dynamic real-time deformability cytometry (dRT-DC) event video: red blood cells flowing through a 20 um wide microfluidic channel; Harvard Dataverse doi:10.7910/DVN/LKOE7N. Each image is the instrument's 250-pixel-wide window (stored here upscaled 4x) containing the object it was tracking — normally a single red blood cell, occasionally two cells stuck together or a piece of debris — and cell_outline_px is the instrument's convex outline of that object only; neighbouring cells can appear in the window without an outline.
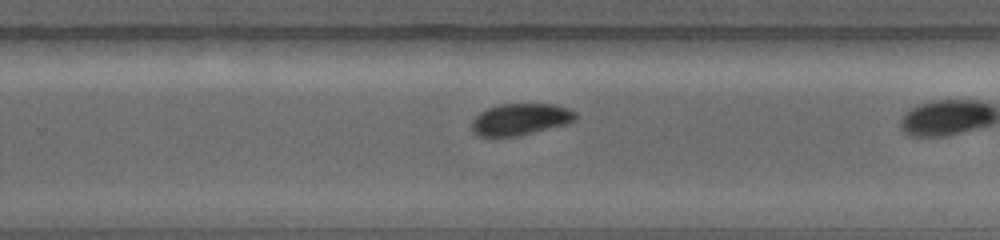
{"species": "common noctule bat (a hibernating species)", "species_latin": "Nyctalus noctula", "temperature_condition": "warm", "stored_images_in_passage": 19, "camera_frame_rate_fps": 5000, "um_per_image_px": 0.085, "animal": {"sex": "female", "body_mass_g": 19.0, "forearm_length_mm": 56.7}, "frame": {"image": 1, "passage_image": 14, "time_ms": 5.2, "image_size_px": [1000, 240], "cell_outline_px": [[576, 120], [568, 124], [516, 136], [480, 136], [472, 132], [472, 120], [480, 112], [488, 108], [500, 104], [552, 104], [568, 108], [576, 112]], "centroid_in_image_um": [44.25, 10.14], "position_along_channel_um": 285.6, "area_um2": 19.07}}
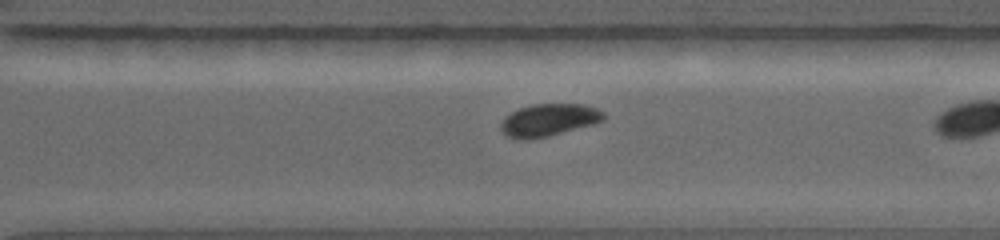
{"frame": {"image": 2, "passage_image": 16, "time_ms": 6.0, "image_size_px": [1000, 240], "cell_outline_px": [[604, 120], [592, 124], [548, 136], [528, 140], [520, 140], [508, 136], [500, 128], [500, 124], [512, 112], [520, 108], [532, 104], [584, 104], [596, 108], [604, 112]], "centroid_in_image_um": [46.65, 10.2], "position_along_channel_um": 323.9, "area_um2": 19.13}}